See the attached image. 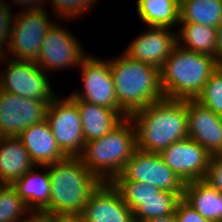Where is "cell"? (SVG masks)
I'll use <instances>...</instances> for the list:
<instances>
[{
    "mask_svg": "<svg viewBox=\"0 0 222 222\" xmlns=\"http://www.w3.org/2000/svg\"><path fill=\"white\" fill-rule=\"evenodd\" d=\"M129 117L135 125L140 151L160 153L170 144L188 138L186 99L163 98Z\"/></svg>",
    "mask_w": 222,
    "mask_h": 222,
    "instance_id": "1",
    "label": "cell"
},
{
    "mask_svg": "<svg viewBox=\"0 0 222 222\" xmlns=\"http://www.w3.org/2000/svg\"><path fill=\"white\" fill-rule=\"evenodd\" d=\"M109 63L118 105L128 116L165 98L158 68L124 53Z\"/></svg>",
    "mask_w": 222,
    "mask_h": 222,
    "instance_id": "2",
    "label": "cell"
},
{
    "mask_svg": "<svg viewBox=\"0 0 222 222\" xmlns=\"http://www.w3.org/2000/svg\"><path fill=\"white\" fill-rule=\"evenodd\" d=\"M49 173L51 195L46 214H81L90 195L101 181L83 164L80 157H66L42 166Z\"/></svg>",
    "mask_w": 222,
    "mask_h": 222,
    "instance_id": "3",
    "label": "cell"
},
{
    "mask_svg": "<svg viewBox=\"0 0 222 222\" xmlns=\"http://www.w3.org/2000/svg\"><path fill=\"white\" fill-rule=\"evenodd\" d=\"M136 150L135 125L127 117L101 138L85 143L79 157L101 182H112L121 174Z\"/></svg>",
    "mask_w": 222,
    "mask_h": 222,
    "instance_id": "4",
    "label": "cell"
},
{
    "mask_svg": "<svg viewBox=\"0 0 222 222\" xmlns=\"http://www.w3.org/2000/svg\"><path fill=\"white\" fill-rule=\"evenodd\" d=\"M219 65L212 56L183 49L177 44L160 70L164 97L196 99Z\"/></svg>",
    "mask_w": 222,
    "mask_h": 222,
    "instance_id": "5",
    "label": "cell"
},
{
    "mask_svg": "<svg viewBox=\"0 0 222 222\" xmlns=\"http://www.w3.org/2000/svg\"><path fill=\"white\" fill-rule=\"evenodd\" d=\"M8 47L13 59L37 62L45 34L53 26L45 10L23 11L14 15Z\"/></svg>",
    "mask_w": 222,
    "mask_h": 222,
    "instance_id": "6",
    "label": "cell"
},
{
    "mask_svg": "<svg viewBox=\"0 0 222 222\" xmlns=\"http://www.w3.org/2000/svg\"><path fill=\"white\" fill-rule=\"evenodd\" d=\"M45 120L62 152L67 157H79L85 141L77 105L68 96L65 99L55 97L48 104Z\"/></svg>",
    "mask_w": 222,
    "mask_h": 222,
    "instance_id": "7",
    "label": "cell"
},
{
    "mask_svg": "<svg viewBox=\"0 0 222 222\" xmlns=\"http://www.w3.org/2000/svg\"><path fill=\"white\" fill-rule=\"evenodd\" d=\"M113 181H136L177 193L181 198L185 183L164 163L159 153L136 150L121 174Z\"/></svg>",
    "mask_w": 222,
    "mask_h": 222,
    "instance_id": "8",
    "label": "cell"
},
{
    "mask_svg": "<svg viewBox=\"0 0 222 222\" xmlns=\"http://www.w3.org/2000/svg\"><path fill=\"white\" fill-rule=\"evenodd\" d=\"M6 69L0 75V90L30 99H54L47 73L36 62L8 58ZM9 59V60H8ZM46 73V74H45ZM47 76V77H46Z\"/></svg>",
    "mask_w": 222,
    "mask_h": 222,
    "instance_id": "9",
    "label": "cell"
},
{
    "mask_svg": "<svg viewBox=\"0 0 222 222\" xmlns=\"http://www.w3.org/2000/svg\"><path fill=\"white\" fill-rule=\"evenodd\" d=\"M78 69L82 71L83 92L75 90L69 98L115 109L123 118L129 117L118 105L108 59L105 61L87 55Z\"/></svg>",
    "mask_w": 222,
    "mask_h": 222,
    "instance_id": "10",
    "label": "cell"
},
{
    "mask_svg": "<svg viewBox=\"0 0 222 222\" xmlns=\"http://www.w3.org/2000/svg\"><path fill=\"white\" fill-rule=\"evenodd\" d=\"M53 99H30L0 90V137H18L31 125L46 119Z\"/></svg>",
    "mask_w": 222,
    "mask_h": 222,
    "instance_id": "11",
    "label": "cell"
},
{
    "mask_svg": "<svg viewBox=\"0 0 222 222\" xmlns=\"http://www.w3.org/2000/svg\"><path fill=\"white\" fill-rule=\"evenodd\" d=\"M77 40L55 22L45 34L36 64L45 72L79 67L87 55Z\"/></svg>",
    "mask_w": 222,
    "mask_h": 222,
    "instance_id": "12",
    "label": "cell"
},
{
    "mask_svg": "<svg viewBox=\"0 0 222 222\" xmlns=\"http://www.w3.org/2000/svg\"><path fill=\"white\" fill-rule=\"evenodd\" d=\"M159 154L184 183L205 179L212 157L206 149L190 138L170 144Z\"/></svg>",
    "mask_w": 222,
    "mask_h": 222,
    "instance_id": "13",
    "label": "cell"
},
{
    "mask_svg": "<svg viewBox=\"0 0 222 222\" xmlns=\"http://www.w3.org/2000/svg\"><path fill=\"white\" fill-rule=\"evenodd\" d=\"M83 222H135L133 212L112 182H101L81 212Z\"/></svg>",
    "mask_w": 222,
    "mask_h": 222,
    "instance_id": "14",
    "label": "cell"
},
{
    "mask_svg": "<svg viewBox=\"0 0 222 222\" xmlns=\"http://www.w3.org/2000/svg\"><path fill=\"white\" fill-rule=\"evenodd\" d=\"M148 29L131 41L124 54L161 70L177 45V33L168 27L149 26Z\"/></svg>",
    "mask_w": 222,
    "mask_h": 222,
    "instance_id": "15",
    "label": "cell"
},
{
    "mask_svg": "<svg viewBox=\"0 0 222 222\" xmlns=\"http://www.w3.org/2000/svg\"><path fill=\"white\" fill-rule=\"evenodd\" d=\"M188 138L212 156L222 155V117L195 99H186Z\"/></svg>",
    "mask_w": 222,
    "mask_h": 222,
    "instance_id": "16",
    "label": "cell"
},
{
    "mask_svg": "<svg viewBox=\"0 0 222 222\" xmlns=\"http://www.w3.org/2000/svg\"><path fill=\"white\" fill-rule=\"evenodd\" d=\"M36 166L42 167L59 162L67 156L58 146L46 120L27 127L18 136Z\"/></svg>",
    "mask_w": 222,
    "mask_h": 222,
    "instance_id": "17",
    "label": "cell"
},
{
    "mask_svg": "<svg viewBox=\"0 0 222 222\" xmlns=\"http://www.w3.org/2000/svg\"><path fill=\"white\" fill-rule=\"evenodd\" d=\"M70 99L79 109L85 143L101 138L124 119L115 109L91 104L78 98Z\"/></svg>",
    "mask_w": 222,
    "mask_h": 222,
    "instance_id": "18",
    "label": "cell"
},
{
    "mask_svg": "<svg viewBox=\"0 0 222 222\" xmlns=\"http://www.w3.org/2000/svg\"><path fill=\"white\" fill-rule=\"evenodd\" d=\"M34 167L18 137H0V179L5 185H12Z\"/></svg>",
    "mask_w": 222,
    "mask_h": 222,
    "instance_id": "19",
    "label": "cell"
},
{
    "mask_svg": "<svg viewBox=\"0 0 222 222\" xmlns=\"http://www.w3.org/2000/svg\"><path fill=\"white\" fill-rule=\"evenodd\" d=\"M183 199L203 218L222 222V193L206 180L185 183Z\"/></svg>",
    "mask_w": 222,
    "mask_h": 222,
    "instance_id": "20",
    "label": "cell"
},
{
    "mask_svg": "<svg viewBox=\"0 0 222 222\" xmlns=\"http://www.w3.org/2000/svg\"><path fill=\"white\" fill-rule=\"evenodd\" d=\"M34 167L12 184L32 212L42 213L50 203L51 181L47 170L37 173Z\"/></svg>",
    "mask_w": 222,
    "mask_h": 222,
    "instance_id": "21",
    "label": "cell"
},
{
    "mask_svg": "<svg viewBox=\"0 0 222 222\" xmlns=\"http://www.w3.org/2000/svg\"><path fill=\"white\" fill-rule=\"evenodd\" d=\"M179 25L181 27L177 33V44L180 47L217 59L216 28L198 23H179Z\"/></svg>",
    "mask_w": 222,
    "mask_h": 222,
    "instance_id": "22",
    "label": "cell"
},
{
    "mask_svg": "<svg viewBox=\"0 0 222 222\" xmlns=\"http://www.w3.org/2000/svg\"><path fill=\"white\" fill-rule=\"evenodd\" d=\"M137 14L148 26L171 28L180 22L179 0H137Z\"/></svg>",
    "mask_w": 222,
    "mask_h": 222,
    "instance_id": "23",
    "label": "cell"
},
{
    "mask_svg": "<svg viewBox=\"0 0 222 222\" xmlns=\"http://www.w3.org/2000/svg\"><path fill=\"white\" fill-rule=\"evenodd\" d=\"M222 22V0H181L180 22L217 28Z\"/></svg>",
    "mask_w": 222,
    "mask_h": 222,
    "instance_id": "24",
    "label": "cell"
},
{
    "mask_svg": "<svg viewBox=\"0 0 222 222\" xmlns=\"http://www.w3.org/2000/svg\"><path fill=\"white\" fill-rule=\"evenodd\" d=\"M180 199L177 193L162 190L155 197L143 201V204L133 212L134 220L147 222L159 216L173 214Z\"/></svg>",
    "mask_w": 222,
    "mask_h": 222,
    "instance_id": "25",
    "label": "cell"
},
{
    "mask_svg": "<svg viewBox=\"0 0 222 222\" xmlns=\"http://www.w3.org/2000/svg\"><path fill=\"white\" fill-rule=\"evenodd\" d=\"M31 213L12 185H4L0 190V222H20Z\"/></svg>",
    "mask_w": 222,
    "mask_h": 222,
    "instance_id": "26",
    "label": "cell"
},
{
    "mask_svg": "<svg viewBox=\"0 0 222 222\" xmlns=\"http://www.w3.org/2000/svg\"><path fill=\"white\" fill-rule=\"evenodd\" d=\"M112 184L120 192L123 201L134 212L143 201L155 197L162 190L150 184L136 181H112Z\"/></svg>",
    "mask_w": 222,
    "mask_h": 222,
    "instance_id": "27",
    "label": "cell"
},
{
    "mask_svg": "<svg viewBox=\"0 0 222 222\" xmlns=\"http://www.w3.org/2000/svg\"><path fill=\"white\" fill-rule=\"evenodd\" d=\"M201 105L222 117V65L211 74L202 92L196 97Z\"/></svg>",
    "mask_w": 222,
    "mask_h": 222,
    "instance_id": "28",
    "label": "cell"
},
{
    "mask_svg": "<svg viewBox=\"0 0 222 222\" xmlns=\"http://www.w3.org/2000/svg\"><path fill=\"white\" fill-rule=\"evenodd\" d=\"M96 0H52L54 11L61 19H73L84 14ZM78 15V16H77Z\"/></svg>",
    "mask_w": 222,
    "mask_h": 222,
    "instance_id": "29",
    "label": "cell"
},
{
    "mask_svg": "<svg viewBox=\"0 0 222 222\" xmlns=\"http://www.w3.org/2000/svg\"><path fill=\"white\" fill-rule=\"evenodd\" d=\"M6 0H0V50L5 54V47H9L11 31L14 24V18L10 5H7ZM5 44L4 48L3 45Z\"/></svg>",
    "mask_w": 222,
    "mask_h": 222,
    "instance_id": "30",
    "label": "cell"
},
{
    "mask_svg": "<svg viewBox=\"0 0 222 222\" xmlns=\"http://www.w3.org/2000/svg\"><path fill=\"white\" fill-rule=\"evenodd\" d=\"M176 222H212L203 218L193 207L181 198L175 209Z\"/></svg>",
    "mask_w": 222,
    "mask_h": 222,
    "instance_id": "31",
    "label": "cell"
},
{
    "mask_svg": "<svg viewBox=\"0 0 222 222\" xmlns=\"http://www.w3.org/2000/svg\"><path fill=\"white\" fill-rule=\"evenodd\" d=\"M204 180L222 193V155L211 157L209 169Z\"/></svg>",
    "mask_w": 222,
    "mask_h": 222,
    "instance_id": "32",
    "label": "cell"
},
{
    "mask_svg": "<svg viewBox=\"0 0 222 222\" xmlns=\"http://www.w3.org/2000/svg\"><path fill=\"white\" fill-rule=\"evenodd\" d=\"M47 216L50 222H83L81 214L55 213Z\"/></svg>",
    "mask_w": 222,
    "mask_h": 222,
    "instance_id": "33",
    "label": "cell"
},
{
    "mask_svg": "<svg viewBox=\"0 0 222 222\" xmlns=\"http://www.w3.org/2000/svg\"><path fill=\"white\" fill-rule=\"evenodd\" d=\"M15 1L18 5H21V7H25L26 11H32V10H45V7H43V3L49 0H12Z\"/></svg>",
    "mask_w": 222,
    "mask_h": 222,
    "instance_id": "34",
    "label": "cell"
},
{
    "mask_svg": "<svg viewBox=\"0 0 222 222\" xmlns=\"http://www.w3.org/2000/svg\"><path fill=\"white\" fill-rule=\"evenodd\" d=\"M20 222H50L46 213L32 212L28 217Z\"/></svg>",
    "mask_w": 222,
    "mask_h": 222,
    "instance_id": "35",
    "label": "cell"
},
{
    "mask_svg": "<svg viewBox=\"0 0 222 222\" xmlns=\"http://www.w3.org/2000/svg\"><path fill=\"white\" fill-rule=\"evenodd\" d=\"M217 30V60L222 65V22L216 28Z\"/></svg>",
    "mask_w": 222,
    "mask_h": 222,
    "instance_id": "36",
    "label": "cell"
},
{
    "mask_svg": "<svg viewBox=\"0 0 222 222\" xmlns=\"http://www.w3.org/2000/svg\"><path fill=\"white\" fill-rule=\"evenodd\" d=\"M147 222H176L175 212L170 215L159 216Z\"/></svg>",
    "mask_w": 222,
    "mask_h": 222,
    "instance_id": "37",
    "label": "cell"
},
{
    "mask_svg": "<svg viewBox=\"0 0 222 222\" xmlns=\"http://www.w3.org/2000/svg\"><path fill=\"white\" fill-rule=\"evenodd\" d=\"M3 56H4V53L0 50V59H1V60H2ZM1 60H0V62L2 63L3 60H2V61H1Z\"/></svg>",
    "mask_w": 222,
    "mask_h": 222,
    "instance_id": "38",
    "label": "cell"
},
{
    "mask_svg": "<svg viewBox=\"0 0 222 222\" xmlns=\"http://www.w3.org/2000/svg\"><path fill=\"white\" fill-rule=\"evenodd\" d=\"M4 183L2 182V180L0 179V190L4 187Z\"/></svg>",
    "mask_w": 222,
    "mask_h": 222,
    "instance_id": "39",
    "label": "cell"
}]
</instances>
